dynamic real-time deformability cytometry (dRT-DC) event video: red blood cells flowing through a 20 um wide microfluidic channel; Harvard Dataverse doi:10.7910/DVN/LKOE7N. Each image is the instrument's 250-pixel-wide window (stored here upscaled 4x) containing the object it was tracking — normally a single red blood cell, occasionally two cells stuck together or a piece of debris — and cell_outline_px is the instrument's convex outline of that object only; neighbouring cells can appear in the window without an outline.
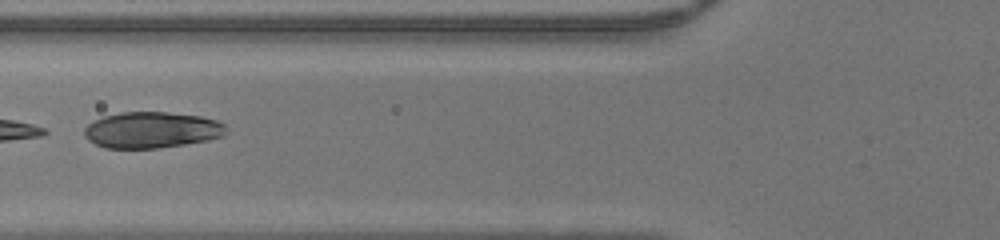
{"species": "human", "species_latin": "Homo sapiens", "temperature_condition": "warm", "stored_images_in_passage": 46, "segment_of_instrument_passage": [2, 2], "camera_frame_rate_fps": 3000, "um_per_image_px": 0.085, "donor": {"sex": "male"}, "frame": {"image": 1, "passage_image": 18, "time_ms": 5.667, "image_size_px": [1000, 240], "cell_outline_px": [[228, 132], [224, 136], [208, 140], [160, 148], [104, 148], [88, 140], [84, 136], [84, 128], [92, 120], [104, 116], [120, 112], [164, 112], [200, 116], [216, 120], [224, 124]], "centroid_in_image_um": [12.88, 11.05], "position_along_channel_um": 112.9, "area_um2": 30.06}}
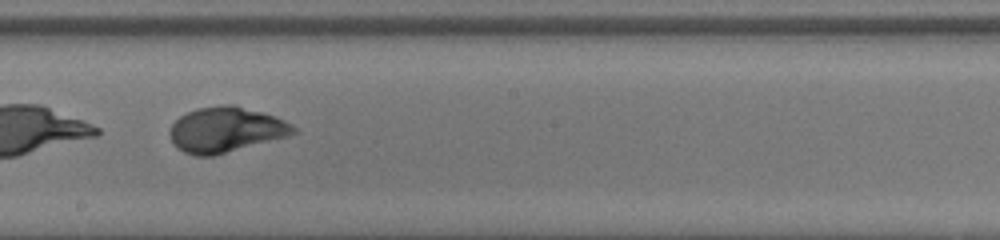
{"frame": {"image": 2, "passage_image": 26, "time_ms": 8.333, "image_size_px": [1000, 240], "cell_outline_px": [[300, 132], [288, 136], [216, 156], [196, 156], [184, 152], [176, 148], [168, 132], [172, 124], [180, 116], [196, 108], [224, 104], [232, 104], [276, 116], [300, 128]], "centroid_in_image_um": [19.23, 11.03], "position_along_channel_um": 229.0, "area_um2": 33.06}}
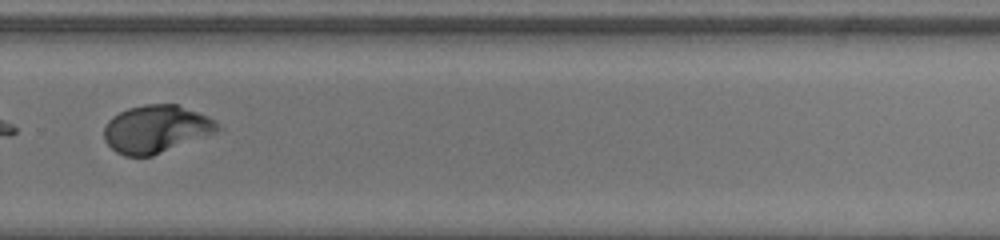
{"frame": {"image": 3, "passage_image": 32, "time_ms": 10.333, "image_size_px": [1000, 240], "cell_outline_px": [[220, 128], [216, 132], [152, 156], [124, 156], [116, 152], [104, 140], [104, 128], [108, 120], [112, 116], [128, 108], [144, 104], [176, 104], [208, 116], [216, 120], [220, 124]], "centroid_in_image_um": [13.25, 10.96], "position_along_channel_um": 316.5, "area_um2": 31.44}}